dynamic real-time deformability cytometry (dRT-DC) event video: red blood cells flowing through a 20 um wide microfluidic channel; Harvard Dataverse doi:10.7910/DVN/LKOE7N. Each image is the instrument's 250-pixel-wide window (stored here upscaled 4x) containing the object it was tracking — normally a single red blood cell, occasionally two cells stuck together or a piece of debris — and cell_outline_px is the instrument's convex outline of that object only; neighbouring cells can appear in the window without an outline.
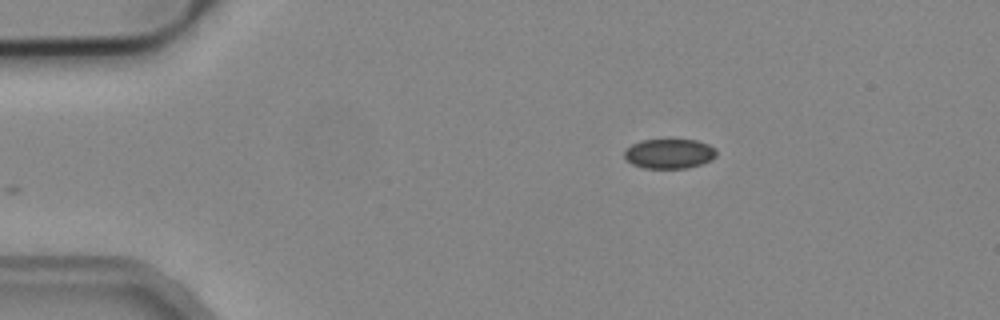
{"species": "common noctule bat (a hibernating species)", "species_latin": "Nyctalus noctula", "temperature_condition": "cold", "stored_images_in_passage": 4, "camera_frame_rate_fps": 3000, "um_per_image_px": 0.085, "animal": {"sex": "male", "body_mass_g": 19.2, "forearm_length_mm": 51.8}, "frame": {"image": 1, "passage_image": 1, "time_ms": 0.0, "image_size_px": [1000, 320], "cell_outline_px": [[716, 156], [712, 160], [688, 168], [644, 168], [632, 164], [624, 156], [624, 148], [640, 140], [696, 140], [708, 144], [716, 148]], "centroid_in_image_um": [56.88, 13.06], "position_along_channel_um": 28.1, "area_um2": 16.01}}
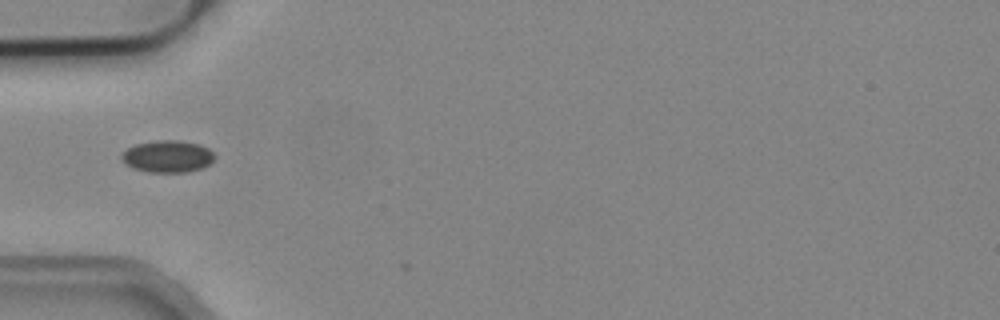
{"frame": {"image": 2, "passage_image": 3, "time_ms": 0.667, "image_size_px": [1000, 320], "cell_outline_px": [[216, 156], [204, 168], [188, 172], [148, 172], [132, 168], [124, 164], [120, 156], [128, 148], [136, 144], [156, 140], [180, 140], [200, 144], [208, 148]], "centroid_in_image_um": [14.24, 13.3], "position_along_channel_um": 70.8, "area_um2": 17.51}}